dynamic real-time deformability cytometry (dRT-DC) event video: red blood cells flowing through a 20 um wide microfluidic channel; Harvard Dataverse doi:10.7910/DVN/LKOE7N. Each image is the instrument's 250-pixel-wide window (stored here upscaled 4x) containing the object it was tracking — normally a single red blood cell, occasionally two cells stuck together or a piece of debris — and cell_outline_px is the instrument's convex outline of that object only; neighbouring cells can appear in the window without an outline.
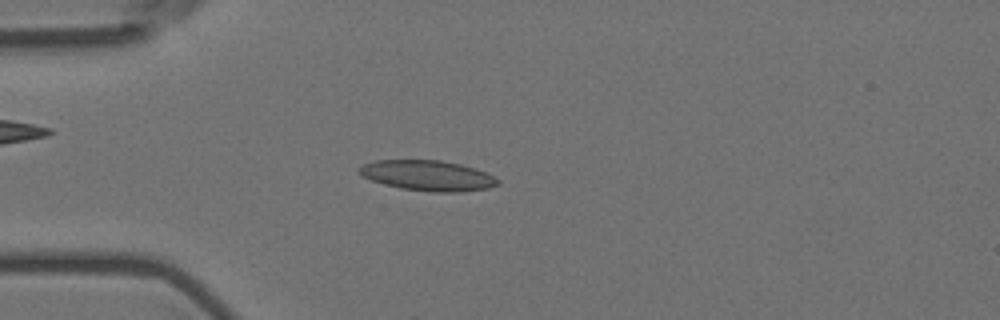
{"species": "Egyptian fruit bat (a non-hibernating species)", "species_latin": "Rousettus aegyptiacus", "temperature_condition": "room temperature", "stored_images_in_passage": 55, "camera_frame_rate_fps": 3000, "um_per_image_px": 0.085, "animal": {"sex": "female"}, "frame": {"image": 1, "passage_image": 14, "time_ms": 4.333, "image_size_px": [1000, 320], "cell_outline_px": [[500, 184], [488, 188], [460, 192], [432, 192], [400, 188], [384, 184], [360, 176], [356, 172], [356, 168], [364, 164], [376, 160], [440, 160], [460, 164], [476, 168], [500, 180]], "centroid_in_image_um": [36.32, 14.92], "position_along_channel_um": 48.7, "area_um2": 24.68}}
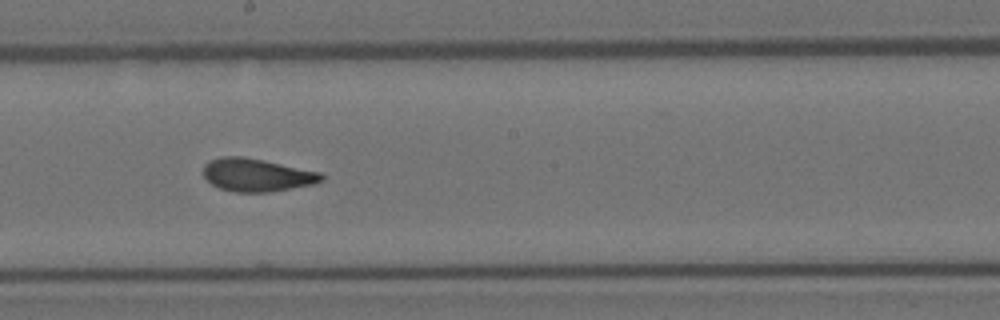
{"frame": {"image": 2, "passage_image": 30, "time_ms": 9.667, "image_size_px": [1000, 320], "cell_outline_px": [[324, 180], [316, 184], [268, 192], [232, 192], [220, 188], [212, 184], [204, 176], [204, 164], [208, 160], [220, 156], [244, 156], [264, 160], [320, 172], [324, 176]], "centroid_in_image_um": [21.83, 14.87], "position_along_channel_um": 226.4, "area_um2": 22.83}}
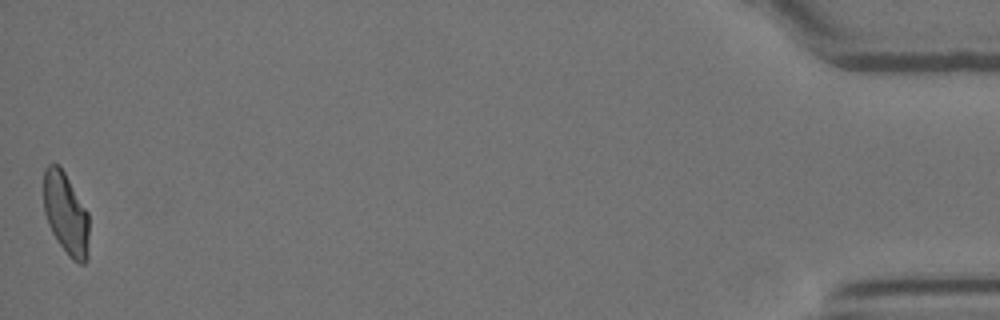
{"frame": {"image": 3, "passage_image": 55, "time_ms": 18.0, "image_size_px": [1000, 320], "cell_outline_px": [[88, 260], [84, 264], [80, 264], [72, 260], [68, 256], [52, 232], [48, 224], [44, 212], [44, 168], [48, 164], [60, 164], [88, 212]], "centroid_in_image_um": [5.6, 18.16], "position_along_channel_um": 429.6, "area_um2": 21.85}, "authors_computed_cell_mechanics": {"area_um2": 22.6576, "velocity_mm_per_s": 3.5861, "shape_relaxation_time_tau1_ms": null, "shape_relaxation_time_tau2_ms": 1.5075, "deformation_change_tau1": null, "deformation_change_tau2": 0.0692}}